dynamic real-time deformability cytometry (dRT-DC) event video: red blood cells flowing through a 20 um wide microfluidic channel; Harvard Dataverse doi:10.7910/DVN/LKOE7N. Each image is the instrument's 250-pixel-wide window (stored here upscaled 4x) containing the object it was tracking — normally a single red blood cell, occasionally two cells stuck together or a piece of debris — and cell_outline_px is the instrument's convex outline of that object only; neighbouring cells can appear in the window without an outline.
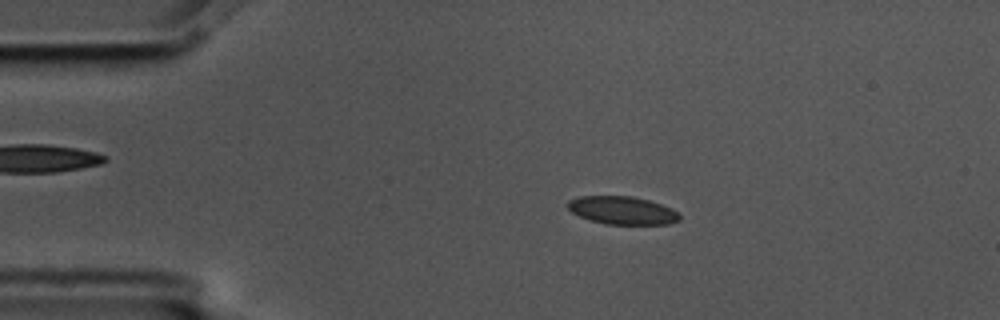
{"species": "common noctule bat (a hibernating species)", "species_latin": "Nyctalus noctula", "temperature_condition": "cold", "stored_images_in_passage": 55, "camera_frame_rate_fps": 3000, "um_per_image_px": 0.085, "animal": {"sex": "male", "body_mass_g": 17.5, "forearm_length_mm": 52.3}, "frame": {"image": 1, "passage_image": 10, "time_ms": 3.0, "image_size_px": [1000, 320], "cell_outline_px": [[680, 220], [668, 224], [604, 224], [580, 216], [572, 212], [568, 208], [568, 200], [580, 196], [632, 196], [648, 200], [672, 208], [680, 216]], "centroid_in_image_um": [52.9, 17.88], "position_along_channel_um": 32.1, "area_um2": 18.09}}
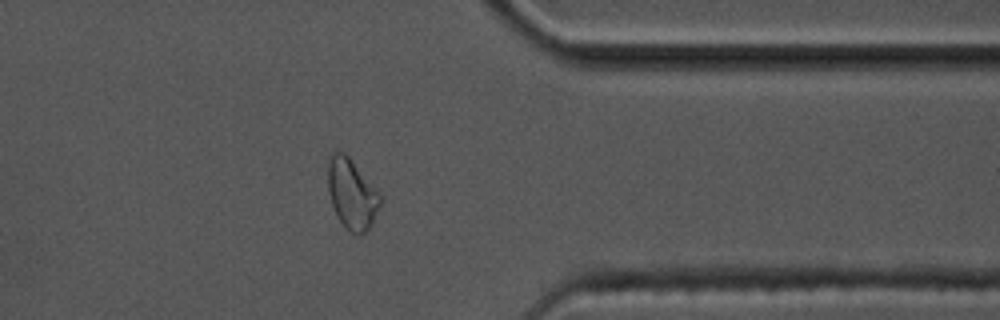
{"frame": {"image": 2, "passage_image": 44, "time_ms": 14.333, "image_size_px": [1000, 320], "cell_outline_px": [[380, 204], [372, 224], [360, 236], [356, 236], [336, 216], [328, 192], [328, 164], [332, 152], [344, 152], [348, 156], [380, 192]], "centroid_in_image_um": [29.9, 16.48], "position_along_channel_um": 381.5, "area_um2": 21.15}}
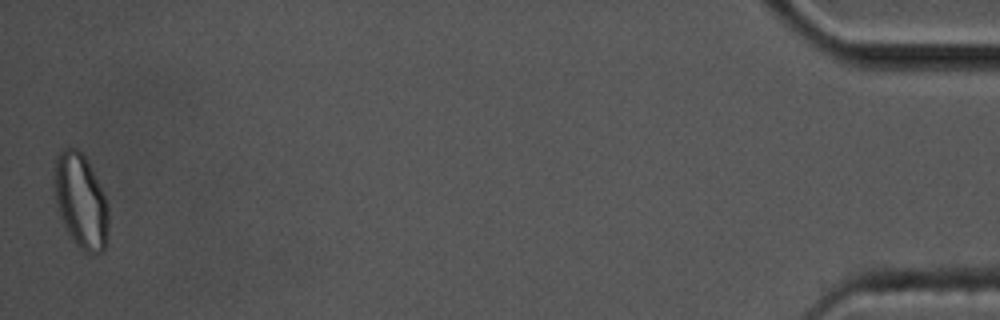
{"frame": {"image": 3, "passage_image": 55, "time_ms": 18.0, "image_size_px": [1000, 320], "cell_outline_px": [[108, 228], [104, 248], [100, 252], [92, 256], [84, 252], [76, 244], [68, 232], [60, 216], [52, 184], [56, 152], [64, 148], [76, 148], [84, 156], [104, 196], [108, 208]], "centroid_in_image_um": [6.82, 17.09], "position_along_channel_um": 428.4, "area_um2": 29.65}, "authors_computed_cell_mechanics": {"area_um2": 18.496, "velocity_mm_per_s": 3.5546, "shape_relaxation_time_tau1_ms": null, "shape_relaxation_time_tau2_ms": 2.4196, "deformation_change_tau1": null, "deformation_change_tau2": 0.079}}